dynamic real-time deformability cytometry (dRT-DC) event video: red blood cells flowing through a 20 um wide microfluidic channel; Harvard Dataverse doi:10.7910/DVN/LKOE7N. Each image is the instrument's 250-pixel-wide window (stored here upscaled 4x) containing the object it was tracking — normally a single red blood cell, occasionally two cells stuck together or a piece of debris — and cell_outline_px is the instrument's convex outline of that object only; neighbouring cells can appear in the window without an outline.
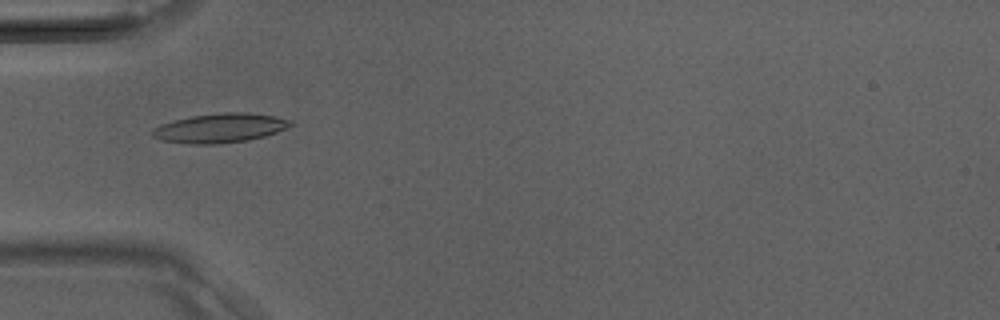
{"species": "Egyptian fruit bat (a non-hibernating species)", "species_latin": "Rousettus aegyptiacus", "temperature_condition": "room temperature", "stored_images_in_passage": 30, "camera_frame_rate_fps": 3000, "um_per_image_px": 0.085, "animal": {"sex": "male"}, "frame": {"image": 1, "passage_image": 4, "time_ms": 1.0, "image_size_px": [1000, 320], "cell_outline_px": [[292, 124], [276, 132], [264, 136], [248, 140], [216, 144], [192, 144], [160, 140], [152, 136], [152, 128], [160, 124], [192, 116], [224, 112], [244, 112], [276, 116], [292, 120]], "centroid_in_image_um": [18.68, 10.88], "position_along_channel_um": 66.3, "area_um2": 23.41}}
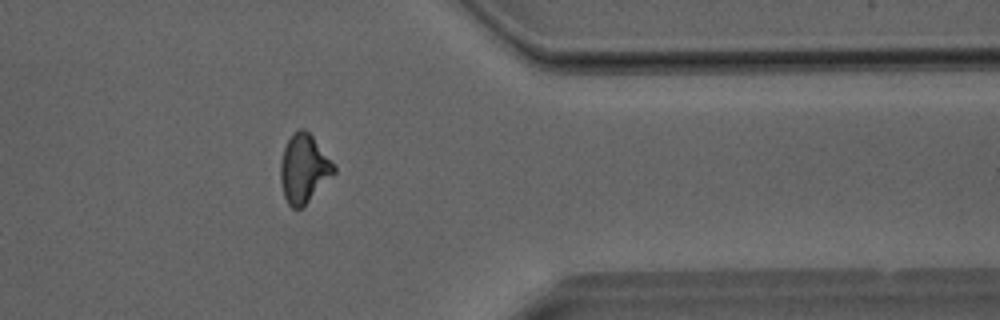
{"frame": {"image": 2, "passage_image": 23, "time_ms": 7.333, "image_size_px": [1000, 320], "cell_outline_px": [[336, 172], [300, 208], [292, 208], [288, 204], [284, 196], [280, 180], [280, 164], [284, 148], [292, 132], [296, 128], [304, 128], [312, 136], [336, 168]], "centroid_in_image_um": [25.79, 14.3], "position_along_channel_um": 385.6, "area_um2": 20.87}}
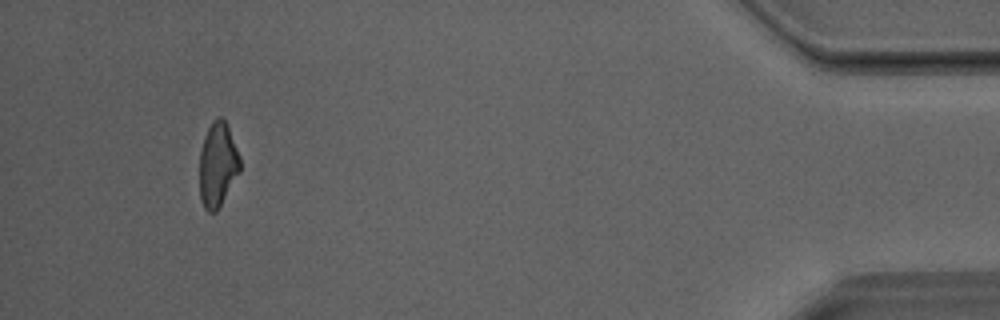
{"frame": {"image": 3, "passage_image": 28, "time_ms": 9.0, "image_size_px": [1000, 320], "cell_outline_px": [[240, 172], [216, 212], [208, 212], [204, 208], [200, 200], [200, 152], [204, 136], [212, 120], [216, 116], [220, 116], [224, 120], [228, 128], [240, 156]], "centroid_in_image_um": [18.49, 14.0], "position_along_channel_um": 416.7, "area_um2": 19.88}}